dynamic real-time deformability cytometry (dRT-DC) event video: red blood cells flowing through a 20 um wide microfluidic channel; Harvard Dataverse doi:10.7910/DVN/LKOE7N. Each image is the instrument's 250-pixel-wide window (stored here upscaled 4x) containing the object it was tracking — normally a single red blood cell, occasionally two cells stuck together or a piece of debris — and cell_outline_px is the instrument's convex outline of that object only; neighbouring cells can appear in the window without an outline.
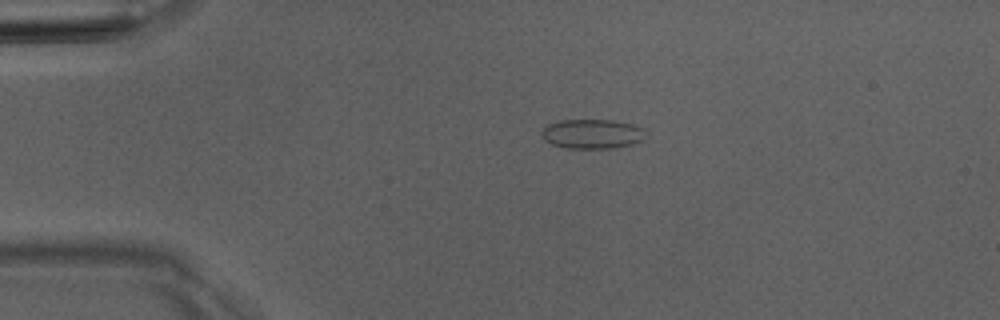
{"species": "Egyptian fruit bat (a non-hibernating species)", "species_latin": "Rousettus aegyptiacus", "temperature_condition": "room temperature", "stored_images_in_passage": 4, "camera_frame_rate_fps": 3000, "um_per_image_px": 0.085, "animal": {"sex": "male"}, "frame": {"image": 1, "passage_image": 3, "time_ms": 2.333, "image_size_px": [1000, 320], "cell_outline_px": [[648, 128], [644, 140], [632, 144], [616, 148], [568, 148], [552, 144], [544, 140], [540, 132], [548, 124], [560, 120], [612, 120], [632, 124]], "centroid_in_image_um": [50.4, 11.38], "position_along_channel_um": 34.6, "area_um2": 18.15}}